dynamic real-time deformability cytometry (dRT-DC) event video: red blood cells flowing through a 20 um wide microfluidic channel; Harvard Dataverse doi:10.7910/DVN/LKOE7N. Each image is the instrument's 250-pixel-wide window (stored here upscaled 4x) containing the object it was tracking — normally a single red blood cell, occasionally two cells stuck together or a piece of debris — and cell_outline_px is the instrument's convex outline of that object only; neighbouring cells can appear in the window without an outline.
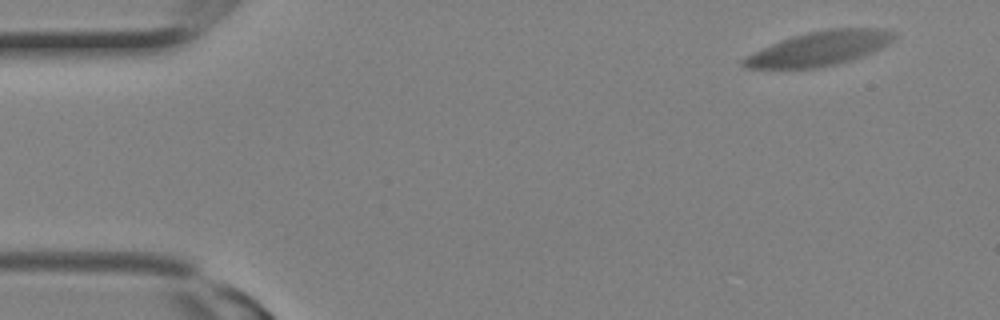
{"species": "Egyptian fruit bat (a non-hibernating species)", "species_latin": "Rousettus aegyptiacus", "temperature_condition": "room temperature", "stored_images_in_passage": 4, "segment_of_instrument_passage": [2, 2], "camera_frame_rate_fps": 3000, "um_per_image_px": 0.085, "animal": {"sex": "female"}, "frame": {"image": 1, "passage_image": 4, "time_ms": 1.0, "image_size_px": [1000, 320], "cell_outline_px": [[896, 36], [888, 44], [872, 52], [836, 64], [816, 68], [748, 68], [740, 64], [740, 60], [744, 56], [772, 44], [792, 36], [828, 28], [888, 28], [896, 32]], "centroid_in_image_um": [69.66, 4.11], "position_along_channel_um": 15.3, "area_um2": 29.94}}